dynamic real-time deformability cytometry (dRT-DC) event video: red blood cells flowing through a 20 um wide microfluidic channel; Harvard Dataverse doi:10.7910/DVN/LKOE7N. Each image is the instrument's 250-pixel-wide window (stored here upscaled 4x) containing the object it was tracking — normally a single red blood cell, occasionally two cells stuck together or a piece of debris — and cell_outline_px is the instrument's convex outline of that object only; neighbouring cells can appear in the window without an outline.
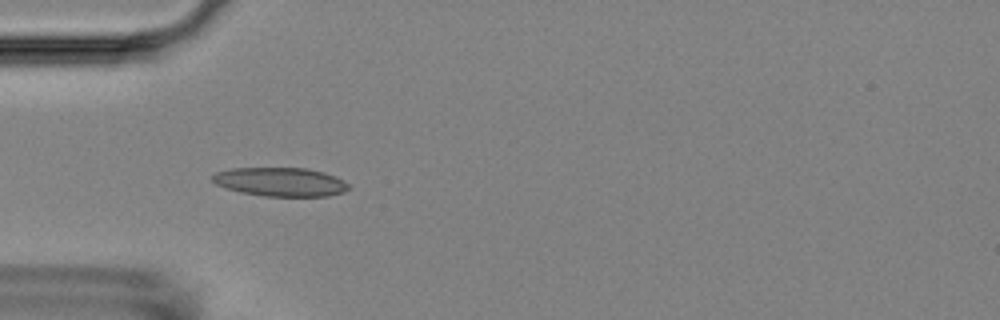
{"species": "Egyptian fruit bat (a non-hibernating species)", "species_latin": "Rousettus aegyptiacus", "temperature_condition": "room temperature", "stored_images_in_passage": 5, "camera_frame_rate_fps": 3000, "um_per_image_px": 0.085, "animal": {"sex": "female"}, "frame": {"image": 1, "passage_image": 4, "time_ms": 3.333, "image_size_px": [1000, 320], "cell_outline_px": [[352, 188], [344, 192], [328, 196], [264, 196], [240, 192], [216, 184], [212, 180], [212, 176], [216, 172], [232, 168], [308, 168], [324, 172], [336, 176], [344, 180]], "centroid_in_image_um": [23.89, 15.46], "position_along_channel_um": 61.1, "area_um2": 22.95}}